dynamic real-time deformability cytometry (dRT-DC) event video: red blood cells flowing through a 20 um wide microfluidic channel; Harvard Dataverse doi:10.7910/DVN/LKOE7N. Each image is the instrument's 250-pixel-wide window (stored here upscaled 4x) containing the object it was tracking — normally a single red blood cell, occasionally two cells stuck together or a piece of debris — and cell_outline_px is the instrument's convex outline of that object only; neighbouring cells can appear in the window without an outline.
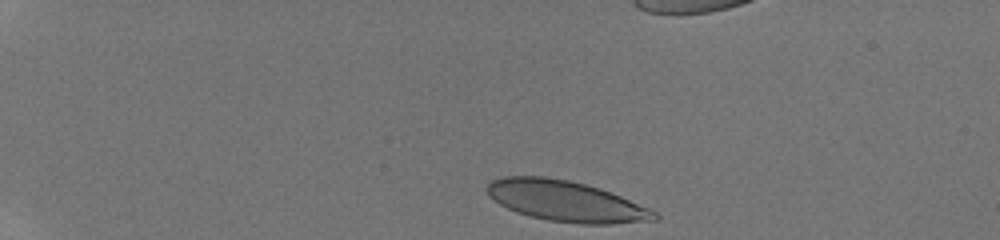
{"species": "human", "species_latin": "Homo sapiens", "temperature_condition": "room temperature", "stored_images_in_passage": 52, "camera_frame_rate_fps": 3000, "um_per_image_px": 0.085, "donor": {"sex": "male"}, "frame": {"image": 1, "passage_image": 1, "time_ms": 0.0, "image_size_px": [1000, 240], "cell_outline_px": [[660, 216], [656, 220], [612, 224], [580, 224], [548, 220], [516, 212], [500, 204], [488, 196], [484, 188], [492, 180], [500, 176], [544, 176], [568, 180], [600, 188], [620, 196], [648, 208], [656, 212]], "centroid_in_image_um": [48.06, 17.09], "position_along_channel_um": 36.9, "area_um2": 39.65}}
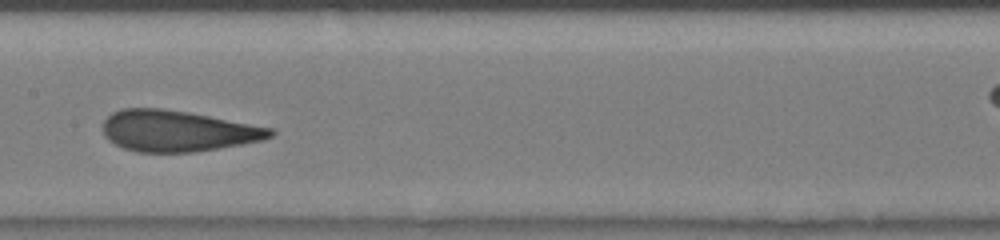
{"frame": {"image": 2, "passage_image": 23, "time_ms": 6.0, "image_size_px": [1000, 240], "cell_outline_px": [[276, 132], [272, 136], [264, 140], [220, 148], [192, 152], [136, 152], [124, 148], [108, 140], [104, 136], [104, 120], [112, 112], [120, 108], [164, 108], [188, 112], [272, 128]], "centroid_in_image_um": [15.08, 11.13], "position_along_channel_um": 192.3, "area_um2": 40.06}}
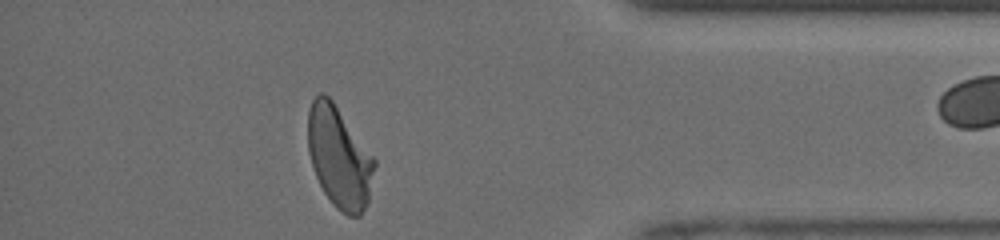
{"frame": {"image": 3, "passage_image": 48, "time_ms": 11.667, "image_size_px": [1000, 240], "cell_outline_px": [[376, 164], [368, 204], [360, 216], [348, 216], [340, 212], [332, 204], [324, 192], [316, 176], [308, 152], [308, 112], [312, 100], [320, 92], [324, 92], [332, 100], [376, 160]], "centroid_in_image_um": [28.84, 13.39], "position_along_channel_um": 406.4, "area_um2": 39.3}}